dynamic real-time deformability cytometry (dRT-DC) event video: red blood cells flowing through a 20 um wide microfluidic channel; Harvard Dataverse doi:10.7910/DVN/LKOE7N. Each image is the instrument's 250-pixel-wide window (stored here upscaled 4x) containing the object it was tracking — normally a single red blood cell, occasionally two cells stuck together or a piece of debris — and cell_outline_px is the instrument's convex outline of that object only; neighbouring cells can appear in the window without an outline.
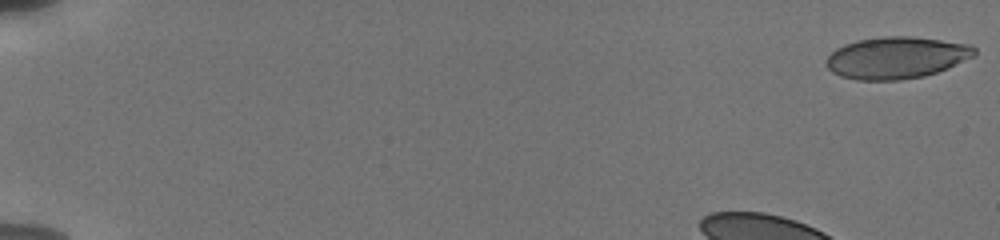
{"species": "human", "species_latin": "Homo sapiens", "temperature_condition": "cold", "stored_images_in_passage": 46, "camera_frame_rate_fps": 3000, "um_per_image_px": 0.085, "donor": {"sex": "male"}, "frame": {"image": 1, "passage_image": 1, "time_ms": 0.0, "image_size_px": [1000, 240], "cell_outline_px": [[976, 56], [948, 68], [924, 76], [900, 80], [856, 80], [840, 76], [832, 72], [824, 64], [824, 60], [836, 48], [844, 44], [856, 40], [884, 36], [912, 36], [972, 44], [976, 48]], "centroid_in_image_um": [76.2, 4.9], "position_along_channel_um": 8.8, "area_um2": 36.59}}
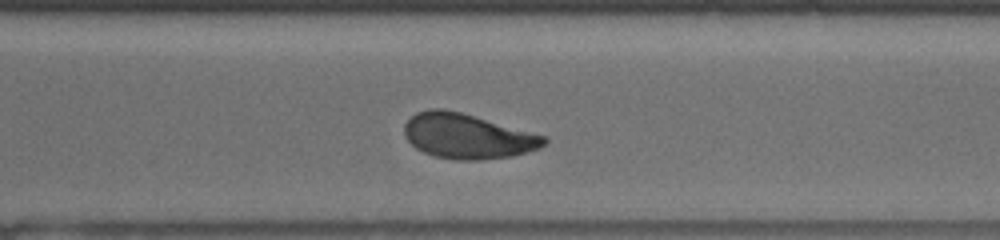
{"frame": {"image": 2, "passage_image": 33, "time_ms": 12.0, "image_size_px": [1000, 240], "cell_outline_px": [[548, 140], [540, 148], [512, 156], [480, 160], [456, 160], [436, 156], [424, 152], [416, 148], [404, 136], [404, 124], [416, 112], [428, 108], [444, 108], [460, 112], [548, 136]], "centroid_in_image_um": [39.74, 11.56], "position_along_channel_um": 330.9, "area_um2": 36.7}}
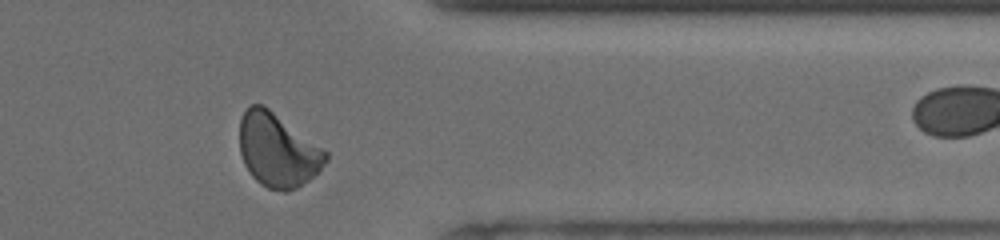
{"frame": {"image": 3, "passage_image": 39, "time_ms": 13.667, "image_size_px": [1000, 240], "cell_outline_px": [[328, 160], [320, 172], [296, 188], [288, 192], [284, 192], [268, 188], [260, 184], [252, 176], [244, 164], [240, 152], [240, 120], [244, 112], [252, 104], [264, 104], [328, 152]], "centroid_in_image_um": [23.62, 12.78], "position_along_channel_um": 387.8, "area_um2": 37.05}, "authors_computed_cell_mechanics": {"area_um2": 37.2232, "velocity_mm_per_s": 3.7664, "shape_relaxation_time_tau1_ms": 3.5871, "shape_relaxation_time_tau2_ms": 1.3589, "deformation_change_tau1": 0.1237, "deformation_change_tau2": 0.0533}}